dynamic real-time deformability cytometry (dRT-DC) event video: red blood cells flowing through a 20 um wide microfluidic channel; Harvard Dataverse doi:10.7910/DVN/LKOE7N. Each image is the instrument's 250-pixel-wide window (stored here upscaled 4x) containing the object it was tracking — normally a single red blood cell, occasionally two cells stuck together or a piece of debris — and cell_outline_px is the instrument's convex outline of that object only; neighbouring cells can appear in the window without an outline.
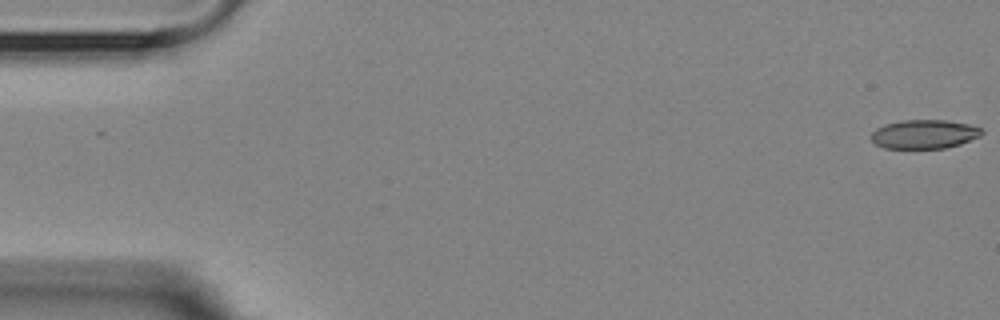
{"species": "Egyptian fruit bat (a non-hibernating species)", "species_latin": "Rousettus aegyptiacus", "temperature_condition": "room temperature", "stored_images_in_passage": 13, "camera_frame_rate_fps": 3000, "um_per_image_px": 0.085, "animal": {"sex": "female"}, "frame": {"image": 1, "passage_image": 1, "time_ms": 0.0, "image_size_px": [1000, 320], "cell_outline_px": [[984, 132], [980, 136], [960, 144], [944, 148], [884, 148], [876, 144], [872, 140], [872, 132], [876, 128], [884, 124], [904, 120], [944, 120], [968, 124], [980, 128]], "centroid_in_image_um": [78.55, 11.4], "position_along_channel_um": 6.4, "area_um2": 18.5}}
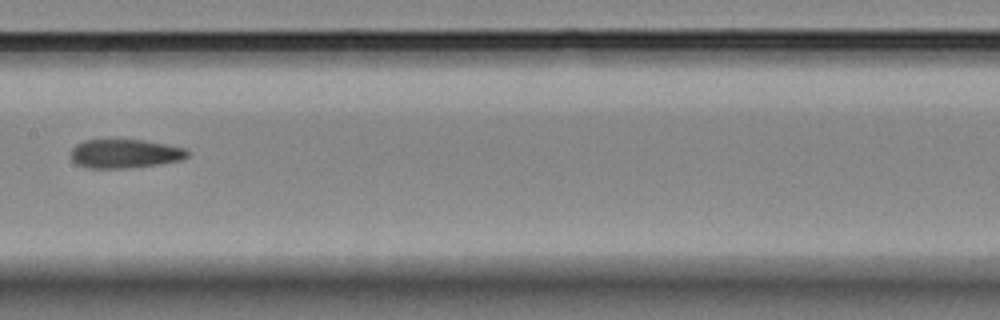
{"frame": {"image": 2, "passage_image": 8, "time_ms": 9.0, "image_size_px": [1000, 320], "cell_outline_px": [[188, 156], [180, 160], [160, 164], [132, 168], [88, 168], [76, 164], [68, 156], [72, 148], [76, 144], [84, 140], [144, 140], [184, 148], [188, 152]], "centroid_in_image_um": [10.55, 13.07], "position_along_channel_um": 196.8, "area_um2": 19.71}}
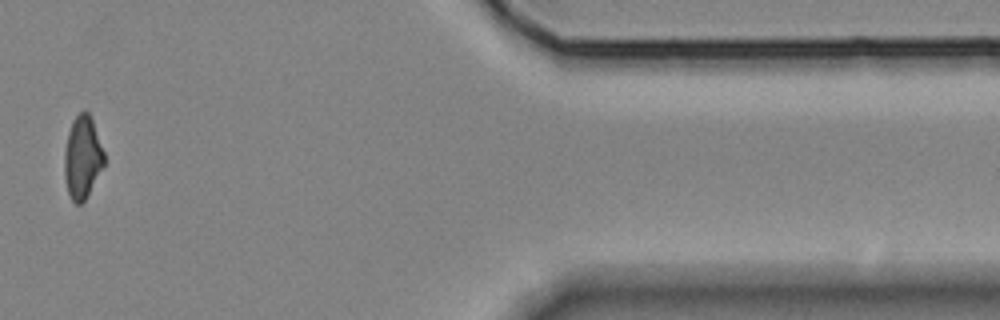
{"frame": {"image": 3, "passage_image": 13, "time_ms": 16.0, "image_size_px": [1000, 320], "cell_outline_px": [[104, 168], [84, 200], [80, 204], [76, 204], [72, 200], [68, 192], [64, 176], [64, 152], [68, 132], [72, 120], [84, 108], [92, 116], [104, 152]], "centroid_in_image_um": [7.02, 13.33], "position_along_channel_um": 404.4, "area_um2": 19.42}}